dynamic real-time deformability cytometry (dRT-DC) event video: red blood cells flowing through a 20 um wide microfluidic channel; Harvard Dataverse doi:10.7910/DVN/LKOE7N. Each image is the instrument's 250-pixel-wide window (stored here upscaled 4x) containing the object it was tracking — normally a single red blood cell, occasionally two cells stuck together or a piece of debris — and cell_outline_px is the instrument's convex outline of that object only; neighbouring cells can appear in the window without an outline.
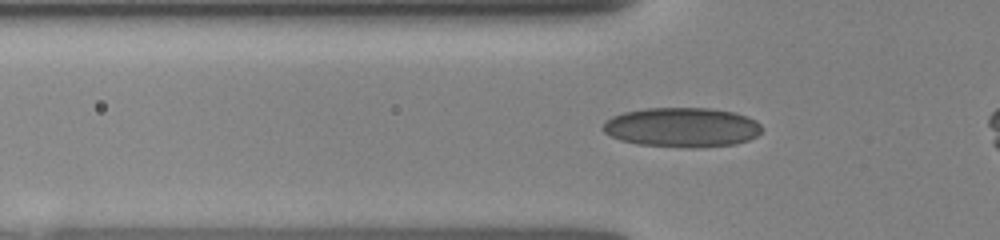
{"species": "human", "species_latin": "Homo sapiens", "temperature_condition": "room temperature", "stored_images_in_passage": 35, "camera_frame_rate_fps": 3000, "um_per_image_px": 0.085, "donor": {"sex": "female"}, "frame": {"image": 1, "passage_image": 5, "time_ms": 1.333, "image_size_px": [1000, 240], "cell_outline_px": [[760, 132], [756, 136], [748, 140], [736, 144], [696, 148], [688, 148], [636, 144], [620, 140], [604, 132], [600, 128], [604, 120], [612, 116], [624, 112], [644, 108], [708, 108], [736, 112], [748, 116], [756, 120], [760, 124]], "centroid_in_image_um": [57.94, 10.82], "position_along_channel_um": 67.9, "area_um2": 37.05}}
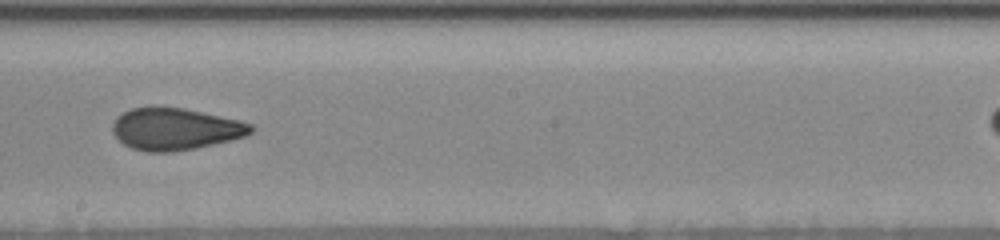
{"frame": {"image": 2, "passage_image": 18, "time_ms": 5.333, "image_size_px": [1000, 240], "cell_outline_px": [[256, 128], [252, 132], [244, 136], [232, 140], [196, 148], [168, 152], [148, 152], [132, 148], [124, 144], [112, 132], [112, 124], [116, 116], [132, 108], [156, 104], [184, 108], [240, 120], [252, 124]], "centroid_in_image_um": [14.89, 10.93], "position_along_channel_um": 233.3, "area_um2": 34.39}}
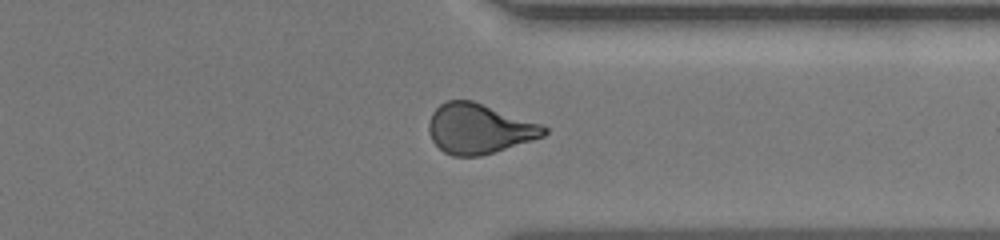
{"frame": {"image": 3, "passage_image": 30, "time_ms": 8.667, "image_size_px": [1000, 240], "cell_outline_px": [[548, 132], [544, 136], [532, 140], [480, 156], [452, 156], [444, 152], [432, 140], [428, 132], [428, 124], [432, 112], [440, 104], [448, 100], [472, 100], [540, 124], [548, 128]], "centroid_in_image_um": [40.69, 10.94], "position_along_channel_um": 370.7, "area_um2": 33.29}}